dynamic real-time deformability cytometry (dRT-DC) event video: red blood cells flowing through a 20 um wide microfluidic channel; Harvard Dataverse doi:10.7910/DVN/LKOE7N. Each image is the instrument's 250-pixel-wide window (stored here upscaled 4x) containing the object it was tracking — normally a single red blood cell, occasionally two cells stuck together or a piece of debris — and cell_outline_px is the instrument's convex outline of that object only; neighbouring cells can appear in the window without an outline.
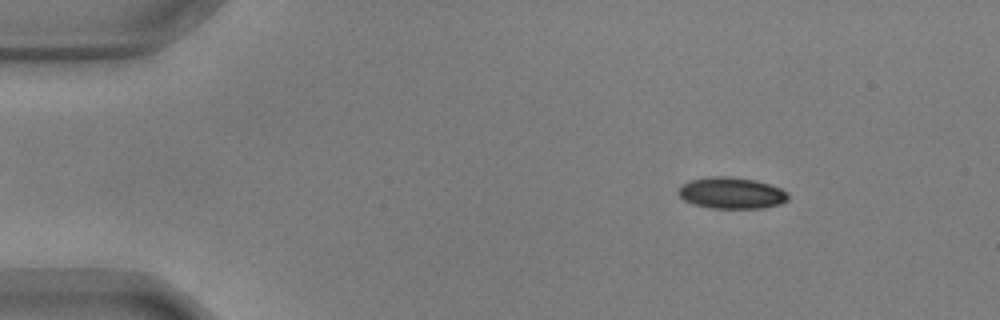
{"species": "common noctule bat (a hibernating species)", "species_latin": "Nyctalus noctula", "temperature_condition": "warm", "stored_images_in_passage": 11, "camera_frame_rate_fps": 3000, "um_per_image_px": 0.085, "animal": {"sex": "male", "body_mass_g": 17.9, "forearm_length_mm": 54.2}, "frame": {"image": 1, "passage_image": 7, "time_ms": 2.0, "image_size_px": [1000, 320], "cell_outline_px": [[788, 200], [780, 204], [764, 208], [708, 208], [692, 204], [684, 200], [680, 196], [680, 188], [684, 184], [692, 180], [708, 176], [724, 176], [756, 180], [780, 188], [788, 192]], "centroid_in_image_um": [62.21, 16.41], "position_along_channel_um": 22.8, "area_um2": 20.0}}